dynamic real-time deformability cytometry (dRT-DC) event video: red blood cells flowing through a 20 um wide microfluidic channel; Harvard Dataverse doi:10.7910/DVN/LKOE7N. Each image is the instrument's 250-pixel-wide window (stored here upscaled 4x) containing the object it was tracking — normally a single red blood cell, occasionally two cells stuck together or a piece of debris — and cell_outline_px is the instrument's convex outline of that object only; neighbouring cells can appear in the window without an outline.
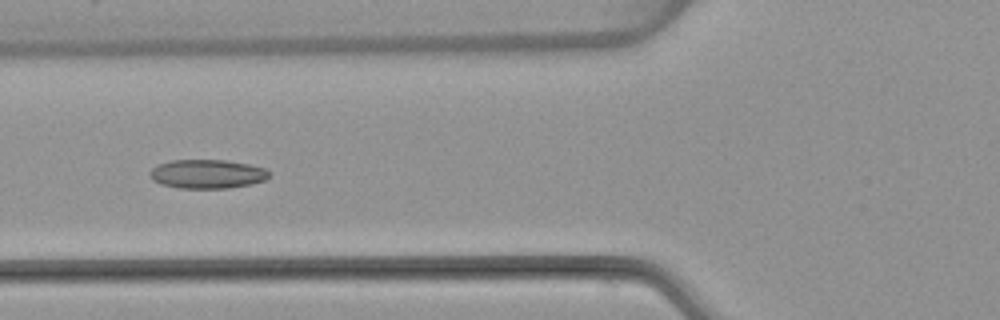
{"species": "common noctule bat (a hibernating species)", "species_latin": "Nyctalus noctula", "temperature_condition": "warm", "stored_images_in_passage": 6, "camera_frame_rate_fps": 3000, "um_per_image_px": 0.085, "animal": {"sex": "female", "body_mass_g": 22.7, "forearm_length_mm": 54.2}, "frame": {"image": 1, "passage_image": 5, "time_ms": 5.667, "image_size_px": [1000, 320], "cell_outline_px": [[272, 172], [264, 180], [252, 184], [228, 188], [180, 188], [160, 184], [152, 180], [148, 172], [152, 168], [160, 164], [172, 160], [224, 160], [248, 164], [264, 168]], "centroid_in_image_um": [17.61, 14.79], "position_along_channel_um": 108.2, "area_um2": 20.11}}
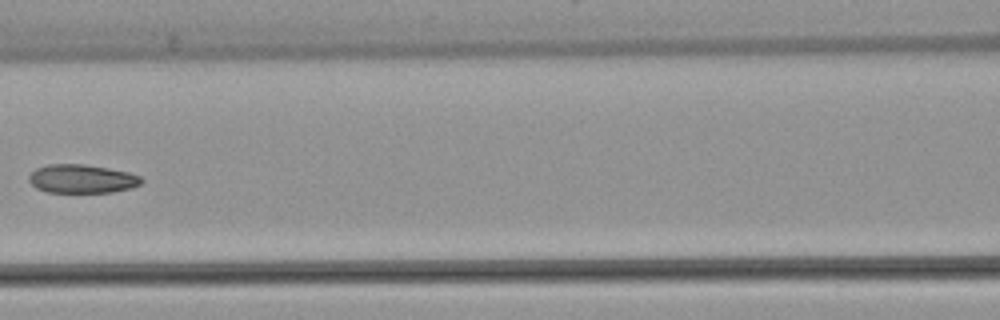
{"frame": {"image": 2, "passage_image": 6, "time_ms": 7.0, "image_size_px": [1000, 320], "cell_outline_px": [[144, 180], [140, 184], [132, 188], [112, 192], [48, 192], [36, 188], [28, 180], [28, 176], [36, 168], [48, 164], [84, 164], [108, 168], [128, 172], [140, 176]], "centroid_in_image_um": [6.96, 15.2], "position_along_channel_um": 159.6, "area_um2": 18.79}}